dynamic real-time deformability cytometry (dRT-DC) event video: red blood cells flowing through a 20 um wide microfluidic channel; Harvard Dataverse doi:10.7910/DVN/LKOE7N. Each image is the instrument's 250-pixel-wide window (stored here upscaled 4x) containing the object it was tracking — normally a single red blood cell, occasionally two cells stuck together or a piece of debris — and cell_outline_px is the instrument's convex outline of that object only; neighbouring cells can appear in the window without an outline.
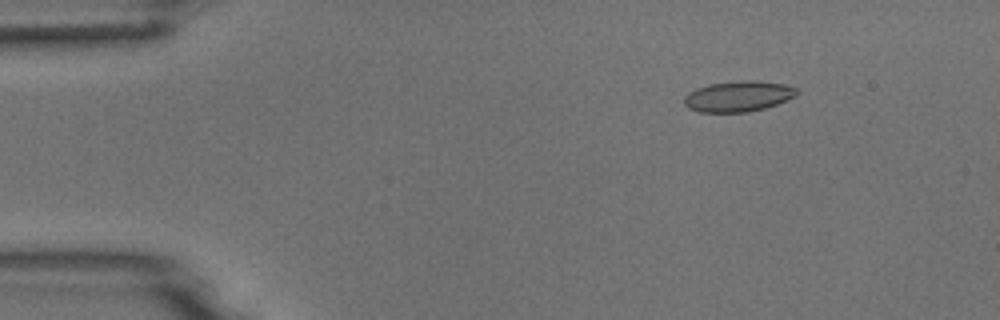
{"species": "common noctule bat (a hibernating species)", "species_latin": "Nyctalus noctula", "temperature_condition": "room temperature", "stored_images_in_passage": 5, "camera_frame_rate_fps": 3000, "um_per_image_px": 0.085, "animal": {"sex": "male", "body_mass_g": 18.8}, "frame": {"image": 1, "passage_image": 2, "time_ms": 1.333, "image_size_px": [1000, 320], "cell_outline_px": [[800, 92], [796, 96], [776, 104], [764, 108], [748, 112], [700, 112], [688, 108], [684, 104], [684, 96], [688, 92], [696, 88], [708, 84], [736, 80], [752, 80], [784, 84], [796, 88]], "centroid_in_image_um": [62.73, 8.18], "position_along_channel_um": 22.3, "area_um2": 20.29}}
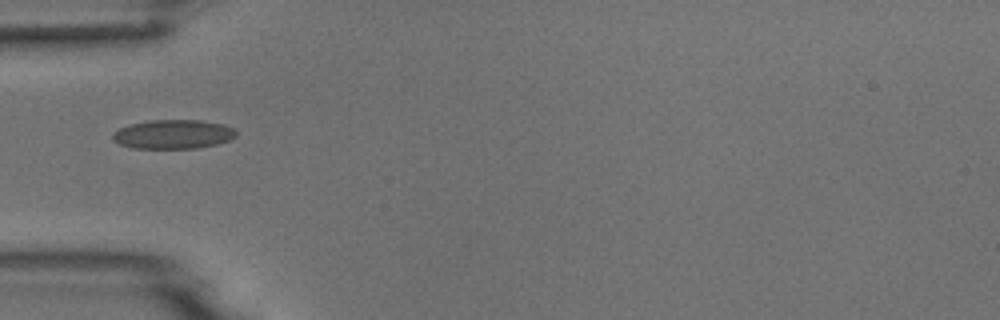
{"frame": {"image": 2, "passage_image": 5, "time_ms": 4.667, "image_size_px": [1000, 320], "cell_outline_px": [[236, 136], [228, 140], [216, 144], [196, 148], [132, 148], [120, 144], [112, 136], [120, 128], [132, 124], [148, 120], [200, 120], [224, 124], [236, 128]], "centroid_in_image_um": [14.78, 11.4], "position_along_channel_um": 70.2, "area_um2": 20.75}}